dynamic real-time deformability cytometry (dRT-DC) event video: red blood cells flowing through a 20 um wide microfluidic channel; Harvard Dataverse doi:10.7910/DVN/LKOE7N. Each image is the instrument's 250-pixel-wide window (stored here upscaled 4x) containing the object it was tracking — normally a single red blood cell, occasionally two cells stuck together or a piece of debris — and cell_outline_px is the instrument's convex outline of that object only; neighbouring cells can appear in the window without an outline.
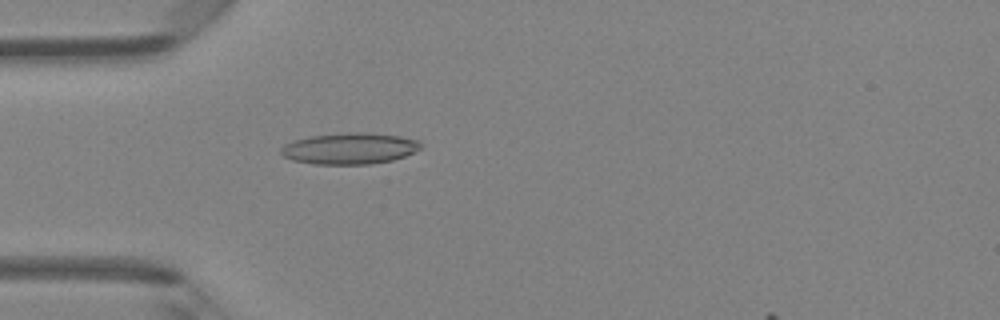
{"species": "Egyptian fruit bat (a non-hibernating species)", "species_latin": "Rousettus aegyptiacus", "temperature_condition": "room temperature", "stored_images_in_passage": 35, "camera_frame_rate_fps": 3000, "um_per_image_px": 0.085, "animal": {"sex": "female"}, "frame": {"image": 1, "passage_image": 2, "time_ms": 0.333, "image_size_px": [1000, 320], "cell_outline_px": [[420, 148], [404, 156], [392, 160], [372, 164], [316, 164], [292, 160], [284, 156], [280, 152], [280, 148], [284, 144], [296, 140], [312, 136], [348, 132], [364, 132], [400, 136], [420, 140]], "centroid_in_image_um": [29.71, 12.62], "position_along_channel_um": 55.3, "area_um2": 25.32}}
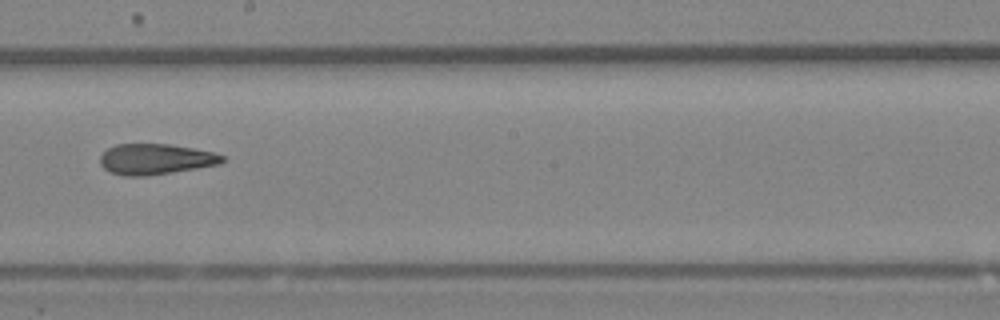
{"frame": {"image": 2, "passage_image": 15, "time_ms": 4.667, "image_size_px": [1000, 320], "cell_outline_px": [[224, 160], [220, 164], [148, 176], [124, 176], [108, 172], [100, 164], [100, 156], [108, 148], [116, 144], [168, 144], [216, 152], [224, 156]], "centroid_in_image_um": [13.21, 13.53], "position_along_channel_um": 235.0, "area_um2": 21.91}}
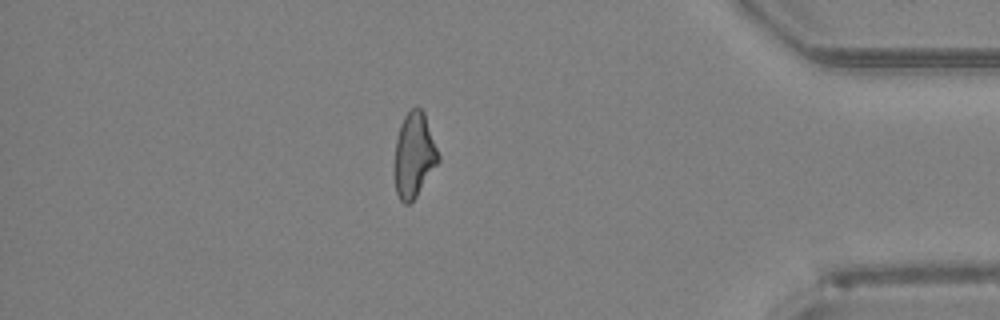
{"frame": {"image": 3, "passage_image": 29, "time_ms": 9.333, "image_size_px": [1000, 320], "cell_outline_px": [[440, 160], [416, 196], [408, 204], [404, 204], [400, 200], [396, 192], [392, 164], [396, 140], [400, 124], [404, 116], [412, 108], [420, 108], [424, 112], [440, 156]], "centroid_in_image_um": [35.16, 13.2], "position_along_channel_um": 400.0, "area_um2": 21.91}}